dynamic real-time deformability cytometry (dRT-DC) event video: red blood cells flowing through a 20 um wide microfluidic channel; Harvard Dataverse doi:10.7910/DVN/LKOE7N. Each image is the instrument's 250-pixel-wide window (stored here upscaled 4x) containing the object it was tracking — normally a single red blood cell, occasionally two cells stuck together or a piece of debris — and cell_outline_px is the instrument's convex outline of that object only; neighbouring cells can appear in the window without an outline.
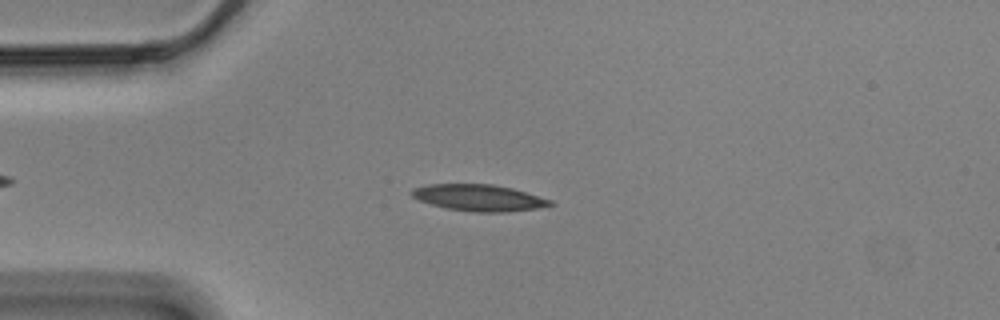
{"species": "Egyptian fruit bat (a non-hibernating species)", "species_latin": "Rousettus aegyptiacus", "temperature_condition": "cold", "stored_images_in_passage": 54, "camera_frame_rate_fps": 3000, "um_per_image_px": 0.085, "animal": {"sex": "male"}, "frame": {"image": 1, "passage_image": 11, "time_ms": 3.333, "image_size_px": [1000, 320], "cell_outline_px": [[556, 204], [536, 208], [504, 212], [476, 212], [444, 208], [420, 200], [412, 196], [412, 188], [428, 184], [492, 184], [512, 188], [552, 200]], "centroid_in_image_um": [40.71, 16.8], "position_along_channel_um": 44.3, "area_um2": 21.21}}
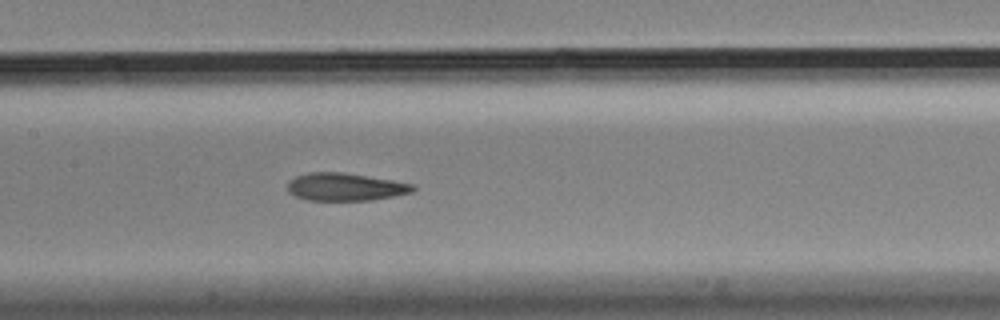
{"frame": {"image": 2, "passage_image": 24, "time_ms": 7.667, "image_size_px": [1000, 320], "cell_outline_px": [[416, 188], [412, 192], [372, 200], [308, 200], [296, 196], [288, 192], [288, 184], [296, 176], [308, 172], [344, 172], [416, 184]], "centroid_in_image_um": [29.37, 15.88], "position_along_channel_um": 178.0, "area_um2": 20.17}}
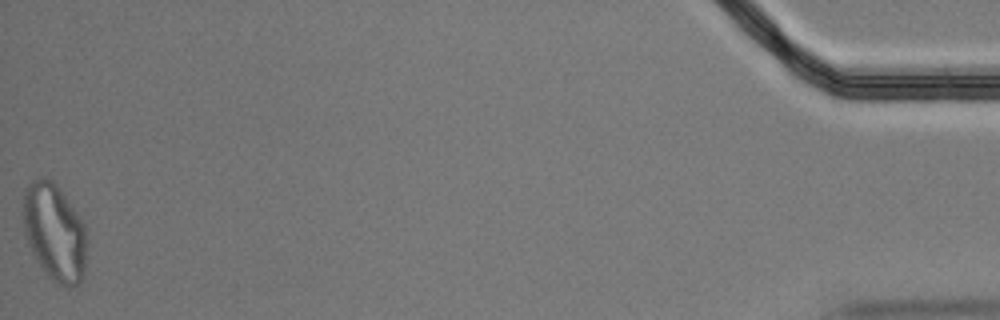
{"frame": {"image": 3, "passage_image": 54, "time_ms": 17.667, "image_size_px": [1000, 320], "cell_outline_px": [[84, 276], [76, 284], [68, 288], [52, 280], [48, 276], [36, 260], [28, 244], [24, 232], [24, 192], [32, 180], [40, 176], [44, 176], [52, 180], [60, 188], [84, 224]], "centroid_in_image_um": [4.6, 19.72], "position_along_channel_um": 430.6, "area_um2": 35.49}, "authors_computed_cell_mechanics": {"area_um2": 21.097, "velocity_mm_per_s": 3.4941, "shape_relaxation_time_tau1_ms": null, "shape_relaxation_time_tau2_ms": 4.2774, "deformation_change_tau1": null, "deformation_change_tau2": 0.0997}}